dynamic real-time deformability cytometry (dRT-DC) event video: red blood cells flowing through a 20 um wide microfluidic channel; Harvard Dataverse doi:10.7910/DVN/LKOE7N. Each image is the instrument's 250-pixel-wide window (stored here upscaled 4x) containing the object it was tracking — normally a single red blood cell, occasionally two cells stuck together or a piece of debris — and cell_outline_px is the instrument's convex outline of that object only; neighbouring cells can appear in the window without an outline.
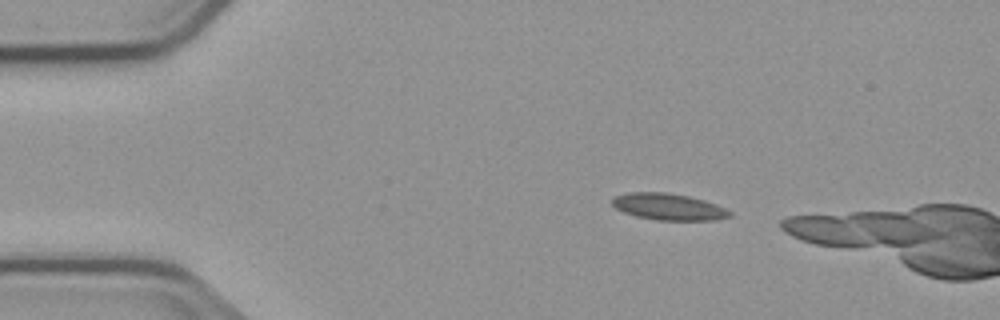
{"species": "common noctule bat (a hibernating species)", "species_latin": "Nyctalus noctula", "temperature_condition": "cold", "stored_images_in_passage": 10, "camera_frame_rate_fps": 3000, "um_per_image_px": 0.085, "animal": {"sex": "male", "body_mass_g": 23.1, "forearm_length_mm": 52.7}, "frame": {"image": 1, "passage_image": 4, "time_ms": 1.0, "image_size_px": [1000, 320], "cell_outline_px": [[732, 216], [712, 220], [656, 220], [636, 216], [624, 212], [616, 208], [612, 204], [612, 200], [616, 196], [628, 192], [668, 192], [688, 196], [704, 200], [716, 204], [732, 212]], "centroid_in_image_um": [56.83, 17.57], "position_along_channel_um": 28.2, "area_um2": 18.15}}